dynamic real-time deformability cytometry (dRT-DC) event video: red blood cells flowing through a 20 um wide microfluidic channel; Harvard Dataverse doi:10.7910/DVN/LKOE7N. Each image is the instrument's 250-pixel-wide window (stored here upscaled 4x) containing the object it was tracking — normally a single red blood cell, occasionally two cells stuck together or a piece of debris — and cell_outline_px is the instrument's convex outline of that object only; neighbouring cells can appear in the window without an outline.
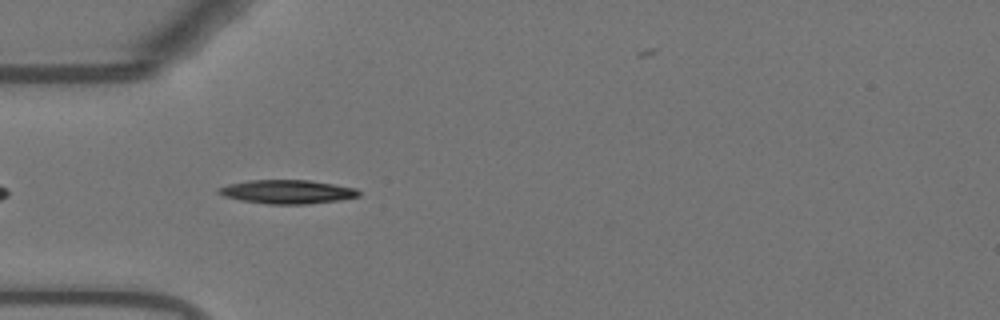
{"species": "Egyptian fruit bat (a non-hibernating species)", "species_latin": "Rousettus aegyptiacus", "temperature_condition": "warm", "stored_images_in_passage": 42, "camera_frame_rate_fps": 3000, "um_per_image_px": 0.085, "animal": {"sex": "female"}, "frame": {"image": 1, "passage_image": 3, "time_ms": 0.667, "image_size_px": [1000, 320], "cell_outline_px": [[360, 196], [340, 200], [308, 204], [268, 204], [240, 200], [224, 196], [216, 192], [216, 188], [228, 184], [248, 180], [308, 180], [356, 188], [360, 192]], "centroid_in_image_um": [24.39, 16.3], "position_along_channel_um": 60.6, "area_um2": 19.48}}
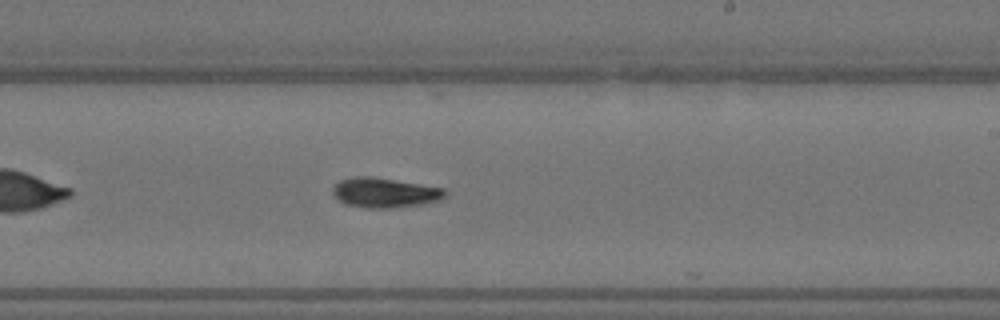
{"frame": {"image": 2, "passage_image": 19, "time_ms": 6.0, "image_size_px": [1000, 320], "cell_outline_px": [[448, 196], [440, 200], [424, 204], [400, 208], [364, 208], [344, 204], [332, 192], [332, 188], [340, 180], [360, 176], [368, 176], [444, 188], [448, 192]], "centroid_in_image_um": [32.75, 16.4], "position_along_channel_um": 256.2, "area_um2": 19.59}}
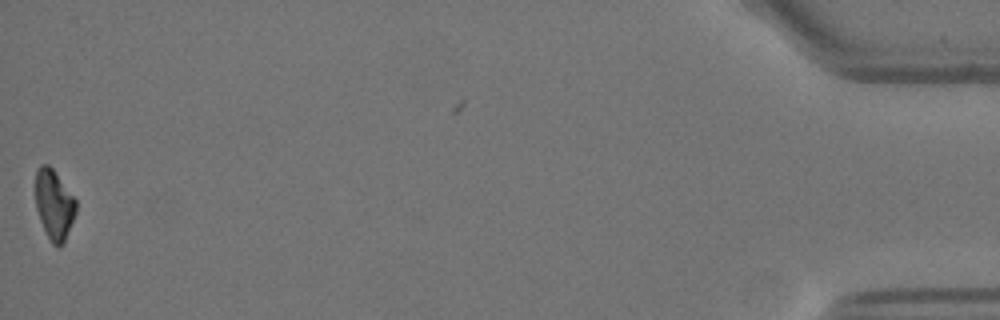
{"frame": {"image": 3, "passage_image": 41, "time_ms": 13.333, "image_size_px": [1000, 320], "cell_outline_px": [[76, 212], [64, 244], [60, 248], [56, 248], [52, 244], [40, 220], [36, 208], [36, 172], [40, 164], [48, 164], [52, 168], [76, 200]], "centroid_in_image_um": [4.61, 17.43], "position_along_channel_um": 430.6, "area_um2": 16.42}}